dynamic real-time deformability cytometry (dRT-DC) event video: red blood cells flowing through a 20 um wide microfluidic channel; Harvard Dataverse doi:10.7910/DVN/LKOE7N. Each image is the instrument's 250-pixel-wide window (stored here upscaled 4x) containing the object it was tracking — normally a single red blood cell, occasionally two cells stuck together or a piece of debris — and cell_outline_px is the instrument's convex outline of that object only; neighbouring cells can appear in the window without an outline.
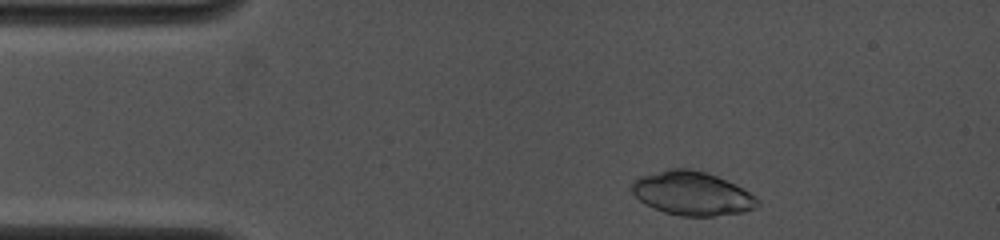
{"species": "common noctule bat (a hibernating species)", "species_latin": "Nyctalus noctula", "temperature_condition": "cold", "stored_images_in_passage": 6, "camera_frame_rate_fps": 4000, "um_per_image_px": 0.085, "animal": {"sex": "female", "body_mass_g": 19.0, "forearm_length_mm": 53.3}, "frame": {"image": 1, "passage_image": 2, "time_ms": 0.5, "image_size_px": [1000, 240], "cell_outline_px": [[760, 204], [756, 208], [744, 212], [712, 216], [680, 216], [664, 212], [640, 200], [632, 192], [632, 180], [640, 176], [668, 168], [688, 168], [704, 172], [716, 176], [748, 192], [760, 200]], "centroid_in_image_um": [58.82, 16.44], "position_along_channel_um": 26.2, "area_um2": 31.73}}